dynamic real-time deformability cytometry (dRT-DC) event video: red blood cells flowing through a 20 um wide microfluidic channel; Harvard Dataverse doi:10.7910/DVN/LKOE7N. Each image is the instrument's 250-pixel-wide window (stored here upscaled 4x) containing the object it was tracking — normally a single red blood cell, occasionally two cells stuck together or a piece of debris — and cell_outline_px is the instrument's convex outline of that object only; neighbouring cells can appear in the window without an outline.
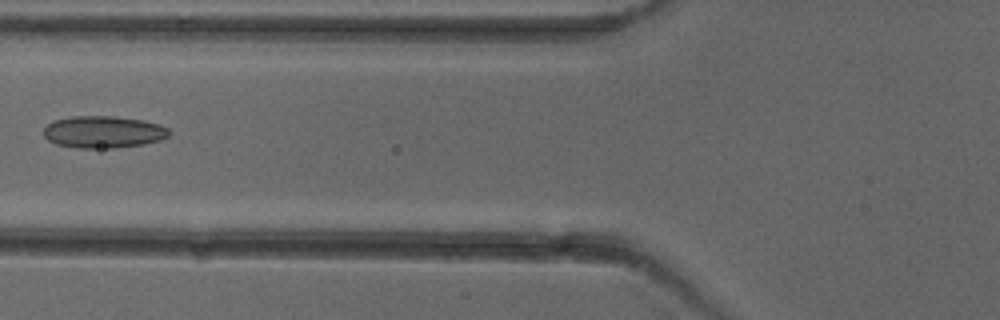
{"species": "common noctule bat (a hibernating species)", "species_latin": "Nyctalus noctula", "temperature_condition": "cold", "stored_images_in_passage": 6, "camera_frame_rate_fps": 3000, "um_per_image_px": 0.085, "animal": {"sex": "female"}, "frame": {"image": 1, "passage_image": 5, "time_ms": 5.667, "image_size_px": [1000, 320], "cell_outline_px": [[172, 132], [168, 136], [160, 140], [144, 144], [112, 148], [76, 148], [56, 144], [48, 140], [44, 136], [44, 128], [48, 124], [56, 120], [72, 116], [112, 116], [140, 120], [160, 124], [168, 128]], "centroid_in_image_um": [8.8, 11.22], "position_along_channel_um": 117.0, "area_um2": 23.41}}
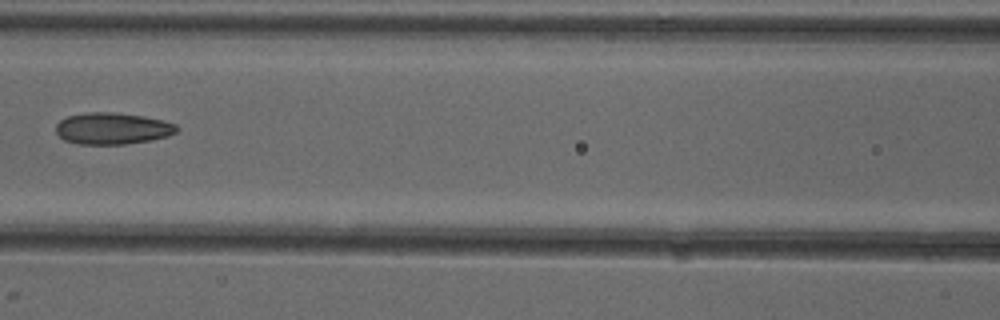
{"frame": {"image": 2, "passage_image": 6, "time_ms": 6.667, "image_size_px": [1000, 320], "cell_outline_px": [[180, 128], [176, 132], [168, 136], [152, 140], [124, 144], [80, 144], [64, 140], [56, 132], [56, 124], [60, 120], [68, 116], [88, 112], [112, 112], [144, 116], [164, 120], [176, 124]], "centroid_in_image_um": [9.58, 10.92], "position_along_channel_um": 157.0, "area_um2": 22.37}}